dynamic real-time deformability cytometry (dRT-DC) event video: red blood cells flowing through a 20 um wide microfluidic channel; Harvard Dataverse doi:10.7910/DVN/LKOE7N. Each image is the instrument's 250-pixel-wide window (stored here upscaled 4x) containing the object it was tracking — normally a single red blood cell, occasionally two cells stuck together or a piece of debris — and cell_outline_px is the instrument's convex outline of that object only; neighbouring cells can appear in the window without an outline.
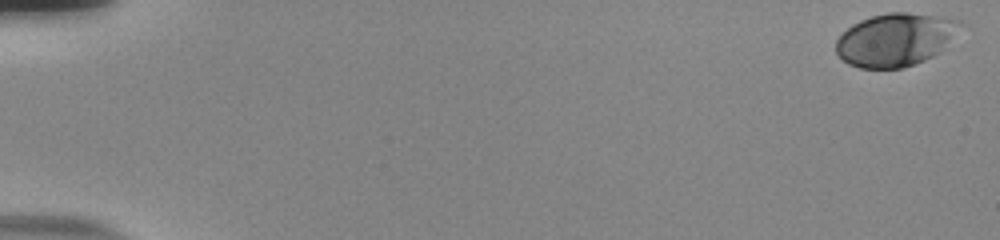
{"species": "human", "species_latin": "Homo sapiens", "temperature_condition": "room temperature", "stored_images_in_passage": 56, "camera_frame_rate_fps": 3000, "um_per_image_px": 0.085, "donor": {"sex": "male"}, "frame": {"image": 1, "passage_image": 1, "time_ms": 0.0, "image_size_px": [1000, 240], "cell_outline_px": [[964, 24], [940, 52], [924, 60], [900, 68], [860, 68], [848, 64], [836, 52], [836, 40], [852, 24], [860, 20], [872, 16], [888, 12], [904, 12], [960, 20]], "centroid_in_image_um": [76.09, 3.37], "position_along_channel_um": 8.9, "area_um2": 37.92}}
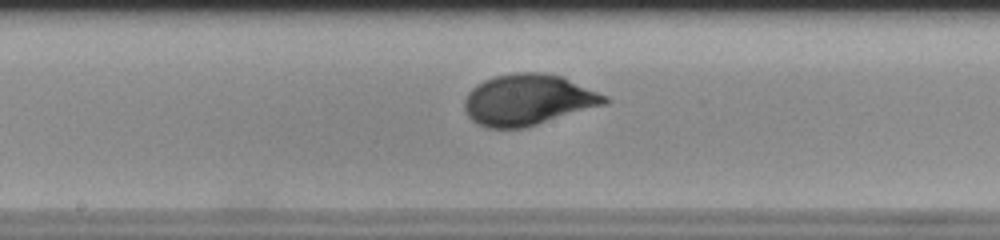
{"frame": {"image": 2, "passage_image": 31, "time_ms": 10.0, "image_size_px": [1000, 240], "cell_outline_px": [[612, 100], [608, 104], [524, 128], [488, 128], [476, 124], [468, 116], [464, 108], [464, 100], [468, 92], [476, 84], [484, 80], [496, 76], [512, 72], [544, 72], [564, 76], [608, 96]], "centroid_in_image_um": [44.92, 8.47], "position_along_channel_um": 203.3, "area_um2": 42.31}}
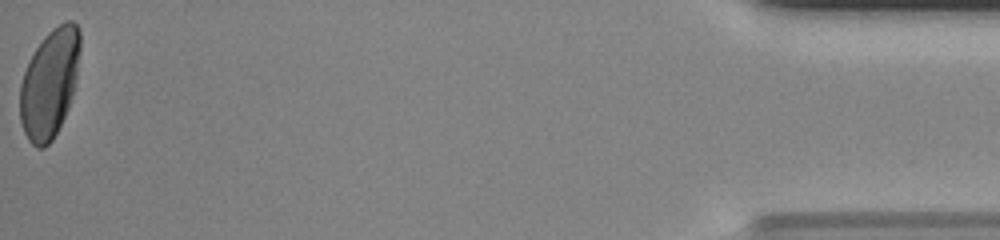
{"frame": {"image": 3, "passage_image": 56, "time_ms": 18.333, "image_size_px": [1000, 240], "cell_outline_px": [[80, 48], [76, 76], [68, 108], [52, 140], [44, 148], [36, 148], [28, 140], [24, 132], [20, 120], [20, 84], [24, 72], [36, 48], [44, 36], [52, 28], [68, 20], [72, 20], [80, 28]], "centroid_in_image_um": [4.2, 7.08], "position_along_channel_um": 431.0, "area_um2": 37.74}, "authors_computed_cell_mechanics": {"area_um2": 38.2636, "velocity_mm_per_s": 3.7504, "shape_relaxation_time_tau1_ms": 3.2985, "shape_relaxation_time_tau2_ms": null, "deformation_change_tau1": 0.1535, "deformation_change_tau2": null}}